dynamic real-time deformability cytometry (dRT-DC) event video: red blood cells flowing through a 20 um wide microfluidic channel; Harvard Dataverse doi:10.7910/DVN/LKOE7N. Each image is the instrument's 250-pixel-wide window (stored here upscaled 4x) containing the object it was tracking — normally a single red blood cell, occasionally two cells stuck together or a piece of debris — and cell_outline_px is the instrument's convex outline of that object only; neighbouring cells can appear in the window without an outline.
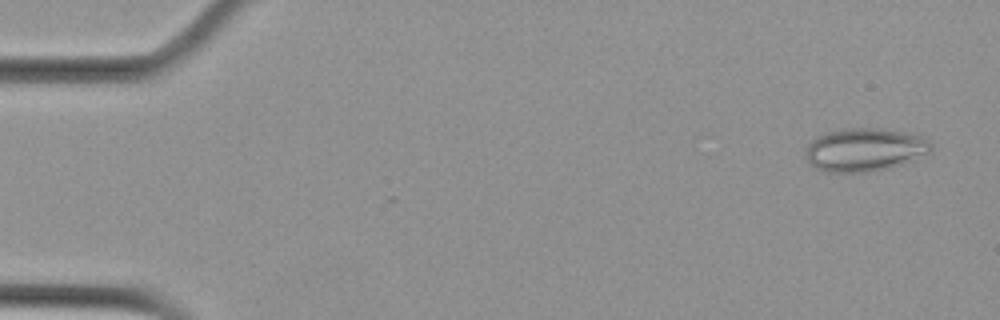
{"species": "Egyptian fruit bat (a non-hibernating species)", "species_latin": "Rousettus aegyptiacus", "temperature_condition": "cold", "stored_images_in_passage": 7, "camera_frame_rate_fps": 3000, "um_per_image_px": 0.085, "animal": {"sex": "female"}, "frame": {"image": 1, "passage_image": 1, "time_ms": 0.0, "image_size_px": [1000, 320], "cell_outline_px": [[932, 148], [928, 152], [912, 160], [888, 168], [868, 172], [824, 172], [816, 168], [808, 160], [804, 152], [808, 144], [816, 136], [828, 132], [848, 128], [880, 128], [904, 132], [920, 136], [928, 140], [932, 144]], "centroid_in_image_um": [73.46, 12.72], "position_along_channel_um": 11.5, "area_um2": 31.39}}
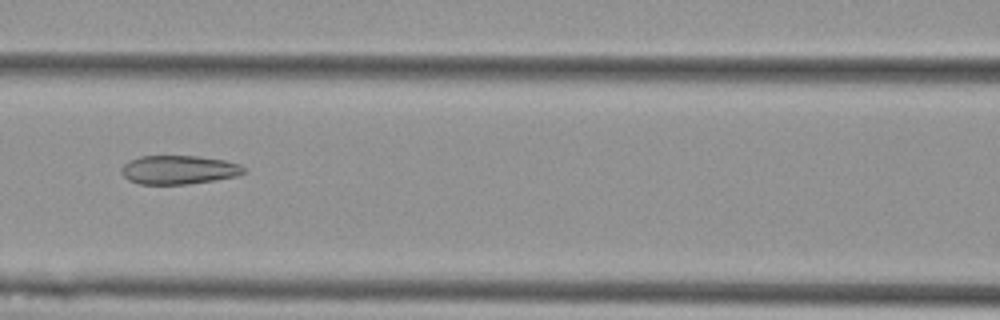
{"frame": {"image": 2, "passage_image": 7, "time_ms": 2.0, "image_size_px": [1000, 320], "cell_outline_px": [[248, 172], [236, 176], [216, 180], [188, 184], [140, 184], [128, 180], [120, 172], [120, 168], [124, 164], [140, 156], [200, 156], [224, 160], [240, 164]], "centroid_in_image_um": [15.21, 14.43], "position_along_channel_um": 151.4, "area_um2": 20.63}}